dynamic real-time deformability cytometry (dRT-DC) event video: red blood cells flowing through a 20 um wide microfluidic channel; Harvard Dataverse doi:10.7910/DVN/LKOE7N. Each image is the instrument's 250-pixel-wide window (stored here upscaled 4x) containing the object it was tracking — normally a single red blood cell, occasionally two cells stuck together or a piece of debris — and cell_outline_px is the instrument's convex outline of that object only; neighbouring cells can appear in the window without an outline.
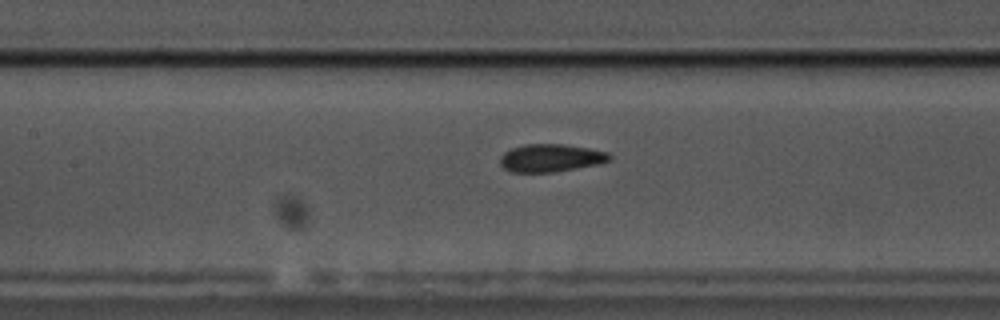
{"species": "common noctule bat (a hibernating species)", "species_latin": "Nyctalus noctula", "temperature_condition": "cold", "stored_images_in_passage": 48, "camera_frame_rate_fps": 3000, "um_per_image_px": 0.085, "animal": {"sex": "male", "body_mass_g": 17.5, "forearm_length_mm": 52.3}, "frame": {"image": 1, "passage_image": 15, "time_ms": 4.667, "image_size_px": [1000, 320], "cell_outline_px": [[612, 160], [600, 164], [552, 172], [512, 172], [504, 168], [500, 164], [500, 156], [504, 152], [512, 148], [524, 144], [564, 144], [592, 148], [608, 152], [612, 156]], "centroid_in_image_um": [46.85, 13.42], "position_along_channel_um": 160.5, "area_um2": 17.92}}
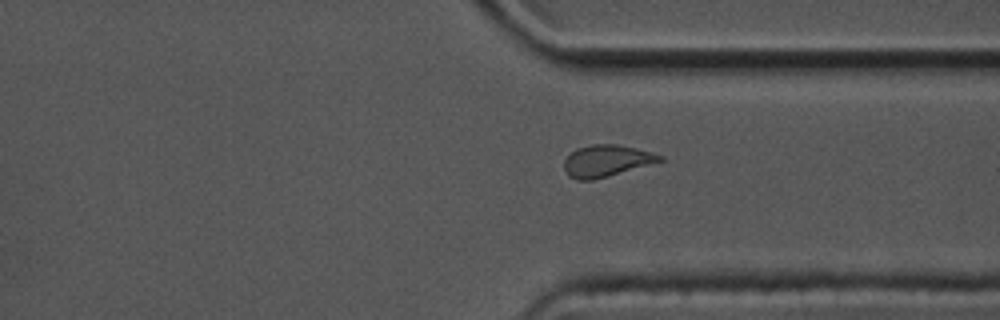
{"frame": {"image": 2, "passage_image": 33, "time_ms": 10.667, "image_size_px": [1000, 320], "cell_outline_px": [[664, 160], [608, 176], [592, 180], [576, 180], [568, 176], [564, 168], [564, 160], [576, 148], [592, 144], [616, 144], [636, 148], [652, 152], [664, 156]], "centroid_in_image_um": [51.54, 13.66], "position_along_channel_um": 359.9, "area_um2": 17.63}}
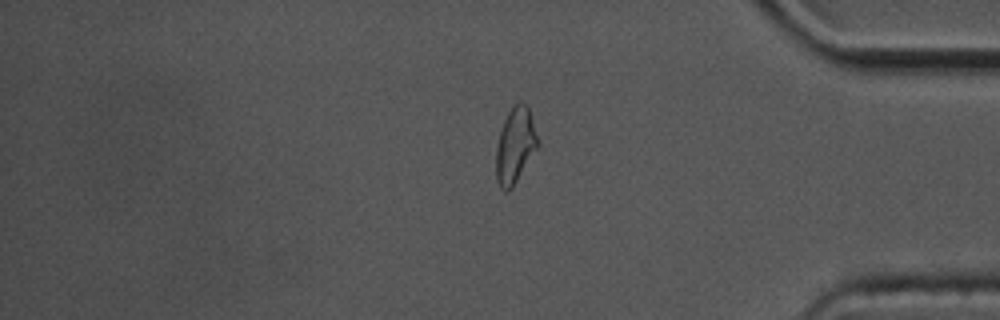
{"frame": {"image": 3, "passage_image": 38, "time_ms": 12.333, "image_size_px": [1000, 320], "cell_outline_px": [[540, 144], [512, 188], [508, 192], [504, 192], [500, 188], [496, 180], [496, 148], [500, 132], [504, 120], [512, 104], [520, 100], [528, 108]], "centroid_in_image_um": [43.78, 12.38], "position_along_channel_um": 391.4, "area_um2": 18.44}, "authors_computed_cell_mechanics": {"area_um2": 18.0336, "velocity_mm_per_s": 3.3202, "shape_relaxation_time_tau1_ms": null, "shape_relaxation_time_tau2_ms": 1.8951, "deformation_change_tau1": null, "deformation_change_tau2": 0.0923}}